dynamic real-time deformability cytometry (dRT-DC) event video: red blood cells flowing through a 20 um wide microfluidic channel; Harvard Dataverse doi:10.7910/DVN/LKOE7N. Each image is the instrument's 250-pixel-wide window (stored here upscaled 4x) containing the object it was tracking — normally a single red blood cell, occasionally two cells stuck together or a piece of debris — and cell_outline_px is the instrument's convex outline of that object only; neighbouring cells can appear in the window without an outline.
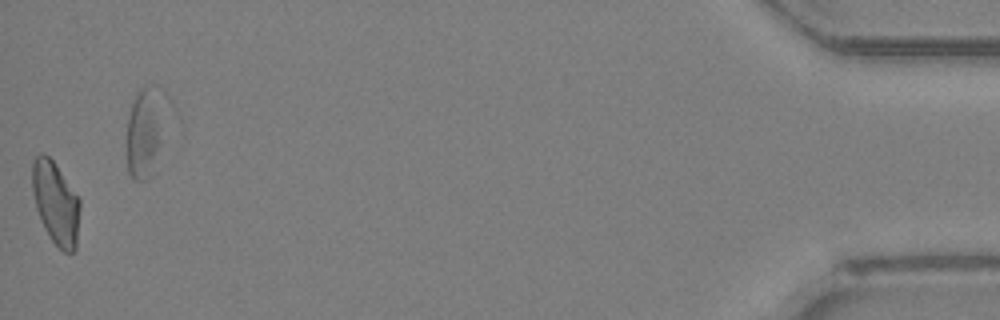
{"species": "Egyptian fruit bat (a non-hibernating species)", "species_latin": "Rousettus aegyptiacus", "temperature_condition": "room temperature", "stored_images_in_passage": 29, "camera_frame_rate_fps": 3000, "um_per_image_px": 0.085, "animal": {"sex": "female"}, "frame": {"image": 1, "passage_image": 28, "time_ms": 9.0, "image_size_px": [1000, 320], "cell_outline_px": [[80, 208], [76, 248], [72, 252], [64, 252], [52, 240], [44, 228], [36, 208], [32, 188], [32, 160], [40, 152], [48, 156], [52, 160], [80, 200]], "centroid_in_image_um": [4.72, 17.25], "position_along_channel_um": 430.5, "area_um2": 22.66}}